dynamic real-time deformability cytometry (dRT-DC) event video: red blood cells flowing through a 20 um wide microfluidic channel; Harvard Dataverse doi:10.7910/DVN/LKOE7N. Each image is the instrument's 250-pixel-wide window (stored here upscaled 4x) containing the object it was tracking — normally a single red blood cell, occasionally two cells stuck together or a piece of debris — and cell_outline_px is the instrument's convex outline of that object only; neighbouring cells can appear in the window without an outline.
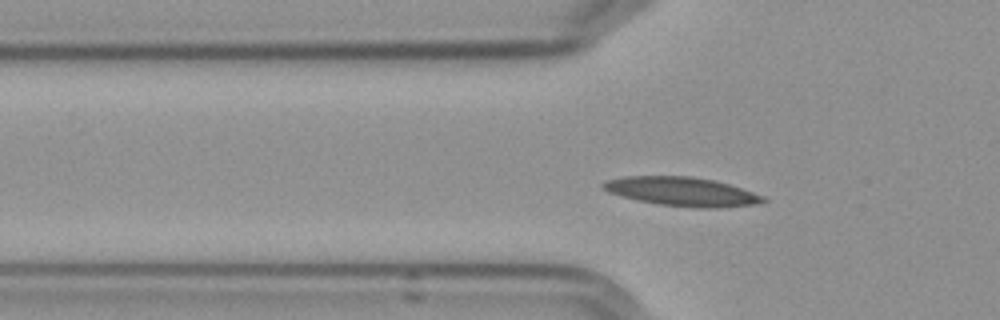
{"species": "Egyptian fruit bat (a non-hibernating species)", "species_latin": "Rousettus aegyptiacus", "temperature_condition": "cold", "stored_images_in_passage": 45, "camera_frame_rate_fps": 3000, "um_per_image_px": 0.085, "frame": {"image": 1, "passage_image": 6, "time_ms": 1.667, "image_size_px": [1000, 320], "cell_outline_px": [[768, 200], [760, 204], [716, 208], [696, 208], [656, 204], [636, 200], [608, 192], [600, 184], [604, 180], [624, 176], [692, 176], [716, 180], [764, 196]], "centroid_in_image_um": [57.96, 16.28], "position_along_channel_um": 67.8, "area_um2": 27.22}}
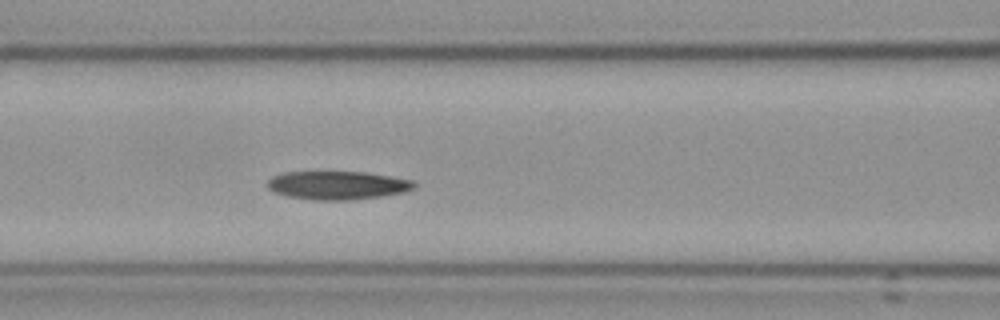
{"frame": {"image": 2, "passage_image": 12, "time_ms": 3.667, "image_size_px": [1000, 320], "cell_outline_px": [[416, 184], [412, 188], [404, 192], [380, 196], [348, 200], [312, 200], [288, 196], [272, 192], [268, 188], [268, 180], [272, 176], [284, 172], [368, 172], [392, 176], [412, 180]], "centroid_in_image_um": [28.66, 15.74], "position_along_channel_um": 137.9, "area_um2": 24.28}}
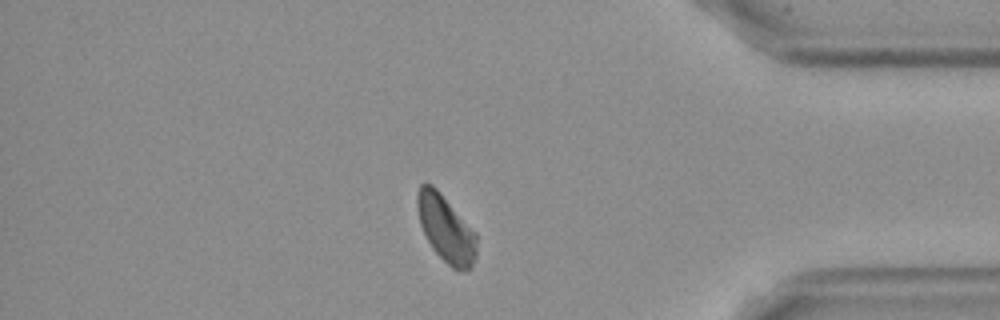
{"frame": {"image": 3, "passage_image": 36, "time_ms": 11.667, "image_size_px": [1000, 320], "cell_outline_px": [[476, 256], [472, 268], [460, 272], [452, 268], [432, 248], [420, 224], [416, 204], [416, 192], [420, 184], [432, 184], [440, 192], [476, 232]], "centroid_in_image_um": [37.9, 19.44], "position_along_channel_um": 397.3, "area_um2": 23.12}}